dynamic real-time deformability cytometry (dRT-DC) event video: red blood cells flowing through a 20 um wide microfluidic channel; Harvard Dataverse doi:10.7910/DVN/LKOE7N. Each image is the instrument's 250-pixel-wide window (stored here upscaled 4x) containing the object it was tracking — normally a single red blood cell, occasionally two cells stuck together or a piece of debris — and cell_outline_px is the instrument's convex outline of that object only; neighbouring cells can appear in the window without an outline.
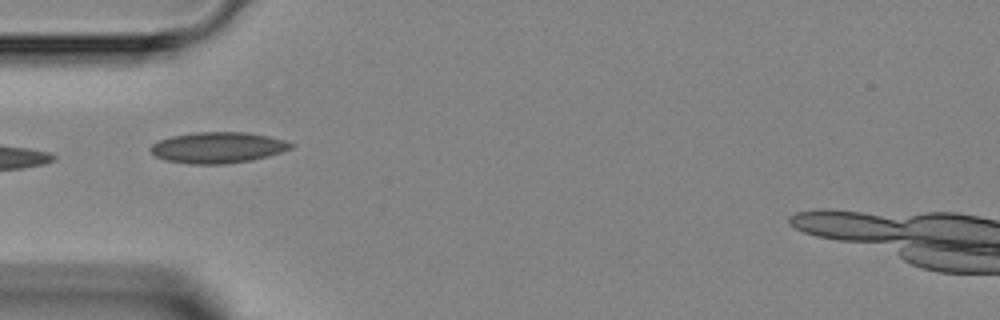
{"species": "Egyptian fruit bat (a non-hibernating species)", "species_latin": "Rousettus aegyptiacus", "temperature_condition": "room temperature", "stored_images_in_passage": 3, "camera_frame_rate_fps": 3000, "um_per_image_px": 0.085, "animal": {"sex": "female"}, "frame": {"image": 1, "passage_image": 3, "time_ms": 3.0, "image_size_px": [1000, 320], "cell_outline_px": [[296, 144], [292, 148], [268, 156], [252, 160], [224, 164], [188, 164], [168, 160], [156, 156], [148, 148], [152, 144], [160, 140], [172, 136], [192, 132], [248, 132], [268, 136], [284, 140]], "centroid_in_image_um": [18.53, 12.54], "position_along_channel_um": 66.5, "area_um2": 25.37}}